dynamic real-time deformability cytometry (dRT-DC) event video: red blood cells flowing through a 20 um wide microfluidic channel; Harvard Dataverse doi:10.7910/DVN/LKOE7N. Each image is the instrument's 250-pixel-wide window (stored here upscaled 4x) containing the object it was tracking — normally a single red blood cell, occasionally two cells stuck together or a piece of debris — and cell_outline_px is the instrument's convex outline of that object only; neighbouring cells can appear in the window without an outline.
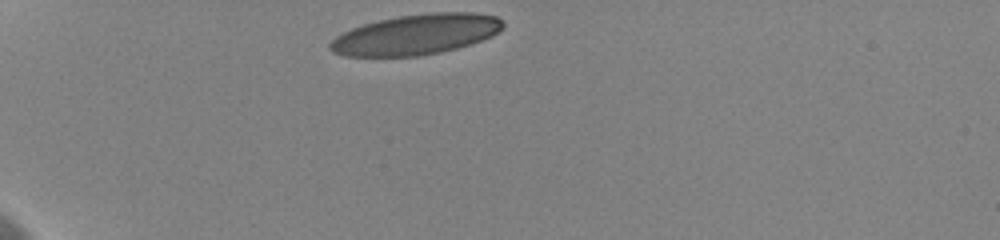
{"species": "human", "species_latin": "Homo sapiens", "temperature_condition": "cold", "stored_images_in_passage": 15, "camera_frame_rate_fps": 3000, "um_per_image_px": 0.085, "donor": {"sex": "female"}, "frame": {"image": 1, "passage_image": 1, "time_ms": 0.0, "image_size_px": [1000, 240], "cell_outline_px": [[504, 28], [500, 32], [492, 36], [456, 48], [440, 52], [416, 56], [344, 56], [332, 52], [328, 48], [328, 44], [336, 36], [352, 28], [364, 24], [380, 20], [400, 16], [432, 12], [472, 12], [496, 16], [504, 24]], "centroid_in_image_um": [35.36, 2.93], "position_along_channel_um": 49.6, "area_um2": 40.46}}
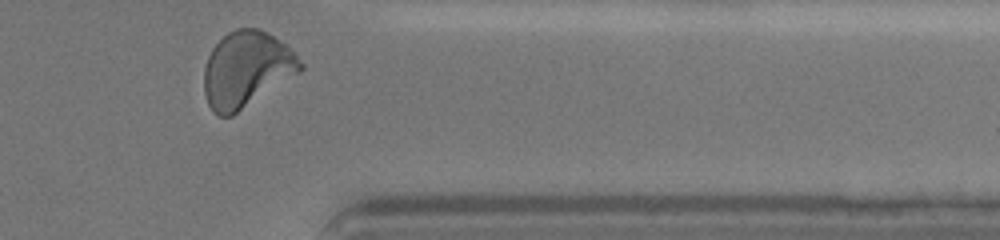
{"frame": {"image": 2, "passage_image": 15, "time_ms": 10.667, "image_size_px": [1000, 240], "cell_outline_px": [[304, 68], [300, 72], [232, 116], [220, 116], [212, 112], [208, 104], [204, 92], [204, 68], [208, 56], [212, 48], [228, 32], [236, 28], [260, 28], [284, 44], [304, 64]], "centroid_in_image_um": [20.92, 5.91], "position_along_channel_um": 390.5, "area_um2": 42.25}, "authors_computed_cell_mechanics": {"area_um2": 41.038, "velocity_mm_per_s": 3.6088, "shape_relaxation_time_tau1_ms": 3.3908, "shape_relaxation_time_tau2_ms": null, "deformation_change_tau1": 0.1682, "deformation_change_tau2": null}}